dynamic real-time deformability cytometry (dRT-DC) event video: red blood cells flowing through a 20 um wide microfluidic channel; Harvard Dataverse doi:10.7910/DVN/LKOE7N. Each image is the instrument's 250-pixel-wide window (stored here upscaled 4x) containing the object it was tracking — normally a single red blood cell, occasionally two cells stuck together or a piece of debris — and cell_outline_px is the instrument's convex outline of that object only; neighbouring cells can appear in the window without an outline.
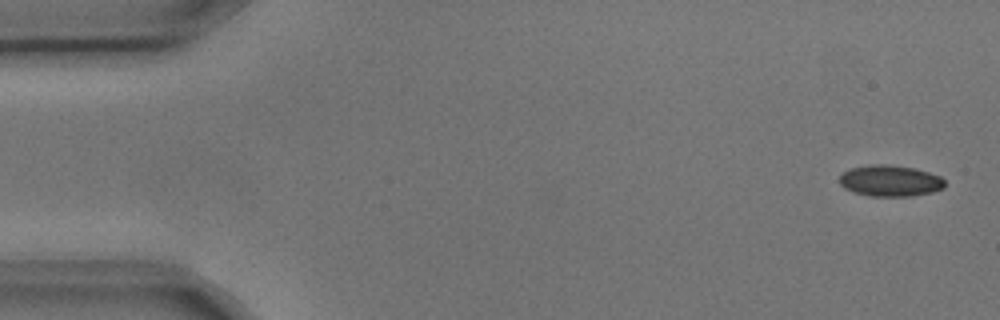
{"species": "common noctule bat (a hibernating species)", "species_latin": "Nyctalus noctula", "temperature_condition": "cold", "stored_images_in_passage": 4, "camera_frame_rate_fps": 3000, "um_per_image_px": 0.085, "animal": {"sex": "male", "body_mass_g": 17.9, "forearm_length_mm": 54.2}, "frame": {"image": 1, "passage_image": 1, "time_ms": 0.0, "image_size_px": [1000, 320], "cell_outline_px": [[944, 188], [932, 192], [912, 196], [868, 196], [852, 192], [844, 188], [840, 184], [840, 176], [844, 172], [852, 168], [868, 164], [888, 164], [916, 168], [940, 176], [944, 180]], "centroid_in_image_um": [75.66, 15.37], "position_along_channel_um": 9.3, "area_um2": 19.31}}
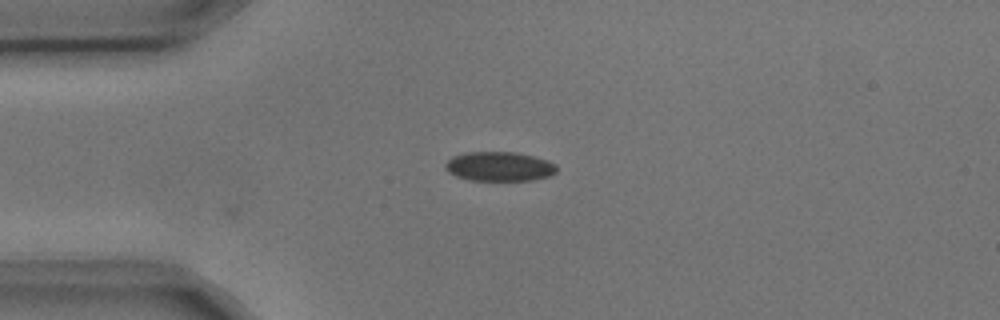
{"frame": {"image": 2, "passage_image": 4, "time_ms": 1.0, "image_size_px": [1000, 320], "cell_outline_px": [[556, 172], [548, 176], [532, 180], [468, 180], [456, 176], [448, 172], [444, 168], [444, 164], [452, 156], [464, 152], [516, 152], [548, 160], [556, 164]], "centroid_in_image_um": [42.4, 14.14], "position_along_channel_um": 42.6, "area_um2": 19.13}}